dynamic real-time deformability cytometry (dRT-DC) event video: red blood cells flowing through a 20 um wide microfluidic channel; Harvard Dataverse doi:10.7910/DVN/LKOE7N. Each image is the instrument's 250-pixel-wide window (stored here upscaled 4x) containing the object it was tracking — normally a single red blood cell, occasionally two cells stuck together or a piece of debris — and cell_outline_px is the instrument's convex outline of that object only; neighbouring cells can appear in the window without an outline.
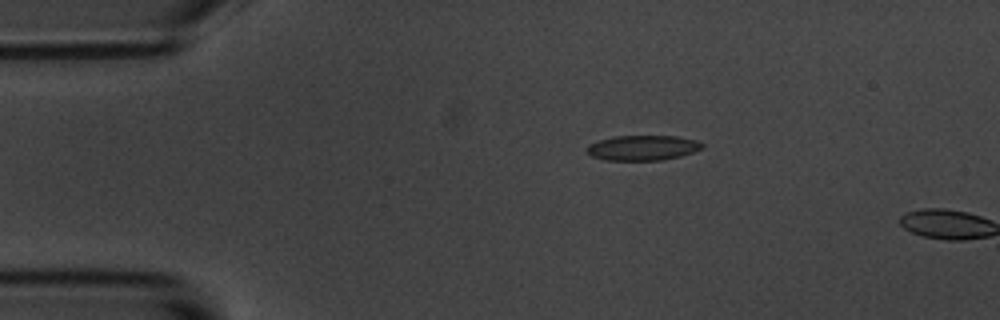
{"species": "common noctule bat (a hibernating species)", "species_latin": "Nyctalus noctula", "temperature_condition": "room temperature", "stored_images_in_passage": 5, "camera_frame_rate_fps": 3000, "um_per_image_px": 0.085, "animal": {"sex": "male", "body_mass_g": 20.1, "forearm_length_mm": 53.5}, "frame": {"image": 1, "passage_image": 4, "time_ms": 3.333, "image_size_px": [1000, 320], "cell_outline_px": [[704, 148], [680, 156], [664, 160], [604, 160], [592, 156], [588, 152], [588, 144], [612, 136], [676, 136], [696, 140], [704, 144]], "centroid_in_image_um": [54.65, 12.56], "position_along_channel_um": 30.4, "area_um2": 16.82}}